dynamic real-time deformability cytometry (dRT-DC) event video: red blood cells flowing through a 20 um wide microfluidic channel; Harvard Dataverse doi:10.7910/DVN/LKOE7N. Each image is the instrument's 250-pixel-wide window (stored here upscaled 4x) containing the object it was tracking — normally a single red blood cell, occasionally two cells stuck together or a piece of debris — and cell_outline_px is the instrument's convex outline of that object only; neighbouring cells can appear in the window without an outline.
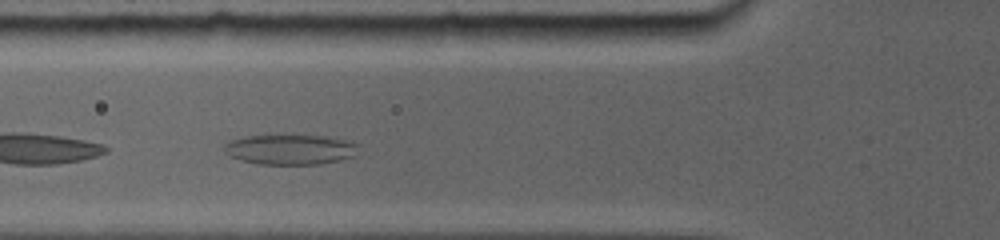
{"species": "common noctule bat (a hibernating species)", "species_latin": "Nyctalus noctula", "temperature_condition": "room temperature", "stored_images_in_passage": 8, "camera_frame_rate_fps": 5000, "um_per_image_px": 0.085, "animal": {"sex": "female", "body_mass_g": 19.0, "forearm_length_mm": 56.7}, "frame": {"image": 1, "passage_image": 4, "time_ms": 1.2, "image_size_px": [1000, 240], "cell_outline_px": [[356, 144], [352, 156], [340, 160], [320, 164], [256, 164], [240, 160], [228, 156], [224, 152], [224, 148], [232, 140], [252, 136], [316, 136], [340, 140]], "centroid_in_image_um": [24.57, 12.74], "position_along_channel_um": 101.2, "area_um2": 22.66}}
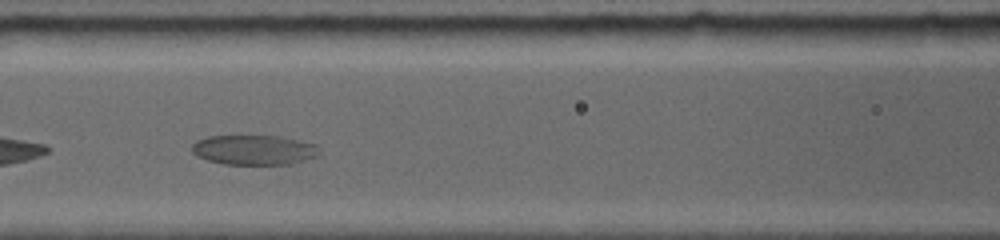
{"frame": {"image": 2, "passage_image": 7, "time_ms": 2.4, "image_size_px": [1000, 240], "cell_outline_px": [[316, 156], [304, 160], [288, 164], [224, 164], [208, 160], [196, 156], [192, 152], [192, 144], [208, 136], [276, 136], [312, 144]], "centroid_in_image_um": [21.46, 12.75], "position_along_channel_um": 145.1, "area_um2": 21.39}}